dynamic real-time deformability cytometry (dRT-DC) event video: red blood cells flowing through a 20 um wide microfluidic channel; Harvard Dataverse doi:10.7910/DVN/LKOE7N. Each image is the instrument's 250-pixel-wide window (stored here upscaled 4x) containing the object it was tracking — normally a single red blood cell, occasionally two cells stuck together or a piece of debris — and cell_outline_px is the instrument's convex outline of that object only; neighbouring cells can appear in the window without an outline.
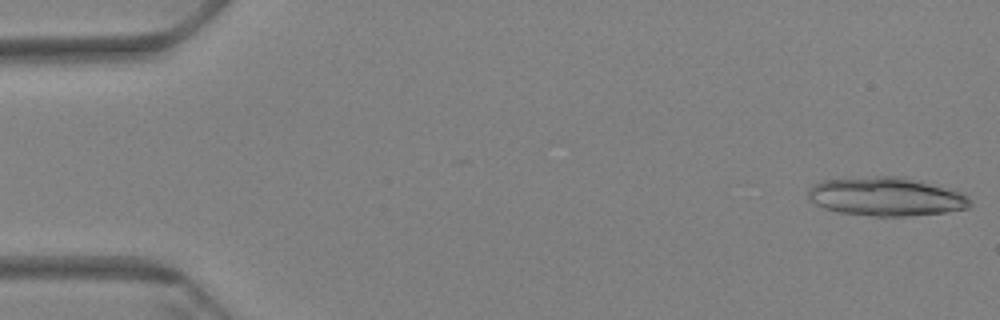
{"species": "Egyptian fruit bat (a non-hibernating species)", "species_latin": "Rousettus aegyptiacus", "temperature_condition": "warm", "stored_images_in_passage": 48, "camera_frame_rate_fps": 3000, "um_per_image_px": 0.085, "animal": {"sex": "female"}, "frame": {"image": 1, "passage_image": 1, "time_ms": 0.0, "image_size_px": [1000, 320], "cell_outline_px": [[972, 204], [968, 208], [944, 212], [908, 216], [876, 216], [840, 212], [824, 208], [808, 200], [808, 192], [812, 184], [824, 180], [876, 176], [904, 176], [944, 188], [968, 196], [972, 200]], "centroid_in_image_um": [75.28, 16.71], "position_along_channel_um": 9.7, "area_um2": 36.18}}
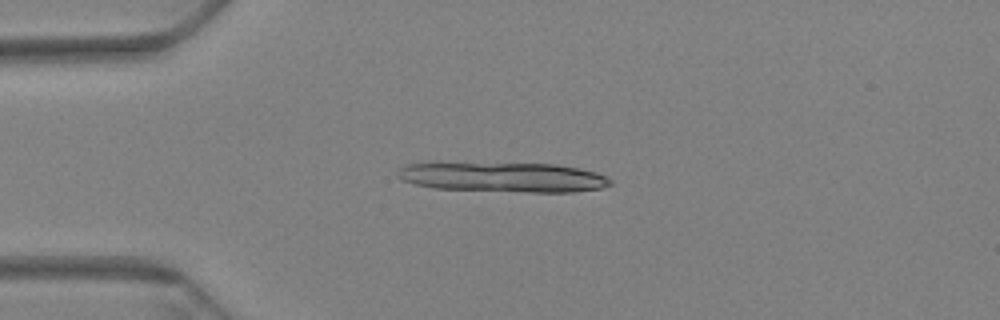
{"frame": {"image": 2, "passage_image": 15, "time_ms": 4.667, "image_size_px": [1000, 320], "cell_outline_px": [[612, 184], [604, 188], [572, 192], [528, 192], [436, 188], [416, 184], [404, 180], [396, 176], [396, 172], [404, 164], [424, 160], [440, 160], [556, 164], [596, 172], [612, 180]], "centroid_in_image_um": [42.62, 15.0], "position_along_channel_um": 42.4, "area_um2": 38.67}, "authors_computed_cell_mechanics": {"area_um2": 18.6983, "velocity_mm_per_s": 3.2754, "shape_relaxation_time_tau1_ms": 11.3971, "shape_relaxation_time_tau2_ms": 4.9, "deformation_change_tau1": 0.3151, "deformation_change_tau2": 0.1571}}